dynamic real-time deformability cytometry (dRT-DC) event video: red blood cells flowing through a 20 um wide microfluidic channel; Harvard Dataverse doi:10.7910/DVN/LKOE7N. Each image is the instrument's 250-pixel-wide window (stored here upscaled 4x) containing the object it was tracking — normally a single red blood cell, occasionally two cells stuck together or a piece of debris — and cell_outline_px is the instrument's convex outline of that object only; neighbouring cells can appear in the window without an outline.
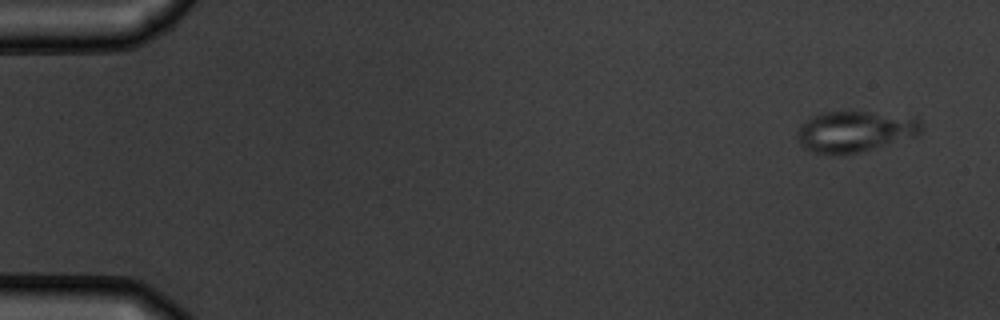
{"species": "common noctule bat (a hibernating species)", "species_latin": "Nyctalus noctula", "temperature_condition": "warm", "stored_images_in_passage": 5, "camera_frame_rate_fps": 3000, "um_per_image_px": 0.085, "animal": {"sex": "male", "body_mass_g": 19.5, "forearm_length_mm": 54.6}, "frame": {"image": 1, "passage_image": 1, "time_ms": 0.0, "image_size_px": [1000, 320], "cell_outline_px": [[920, 132], [916, 136], [860, 152], [832, 156], [828, 156], [812, 152], [804, 148], [800, 144], [796, 136], [796, 132], [800, 124], [812, 116], [820, 112], [868, 112], [916, 116], [920, 120]], "centroid_in_image_um": [72.62, 11.18], "position_along_channel_um": 12.4, "area_um2": 30.06}}